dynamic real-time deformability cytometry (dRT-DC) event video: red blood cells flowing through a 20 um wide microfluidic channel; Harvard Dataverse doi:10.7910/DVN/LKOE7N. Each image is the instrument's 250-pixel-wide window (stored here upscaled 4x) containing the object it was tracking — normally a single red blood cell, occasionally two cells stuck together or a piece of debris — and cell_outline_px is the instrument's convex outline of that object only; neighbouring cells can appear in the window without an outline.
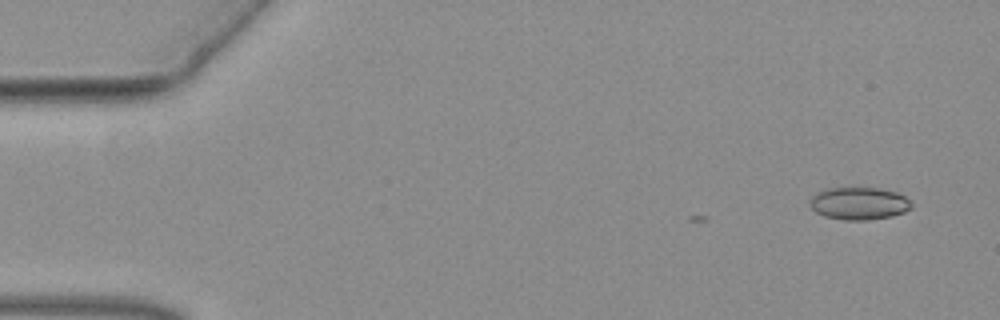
{"species": "common noctule bat (a hibernating species)", "species_latin": "Nyctalus noctula", "temperature_condition": "warm", "stored_images_in_passage": 4, "camera_frame_rate_fps": 3000, "um_per_image_px": 0.085, "animal": {"sex": "female", "body_mass_g": 19.3, "forearm_length_mm": 54.1}, "frame": {"image": 1, "passage_image": 1, "time_ms": 0.0, "image_size_px": [1000, 320], "cell_outline_px": [[912, 208], [904, 212], [892, 216], [868, 220], [844, 220], [824, 216], [816, 212], [808, 204], [808, 200], [816, 192], [828, 188], [880, 188], [896, 192], [904, 196], [912, 204]], "centroid_in_image_um": [72.99, 17.29], "position_along_channel_um": 12.0, "area_um2": 19.36}}